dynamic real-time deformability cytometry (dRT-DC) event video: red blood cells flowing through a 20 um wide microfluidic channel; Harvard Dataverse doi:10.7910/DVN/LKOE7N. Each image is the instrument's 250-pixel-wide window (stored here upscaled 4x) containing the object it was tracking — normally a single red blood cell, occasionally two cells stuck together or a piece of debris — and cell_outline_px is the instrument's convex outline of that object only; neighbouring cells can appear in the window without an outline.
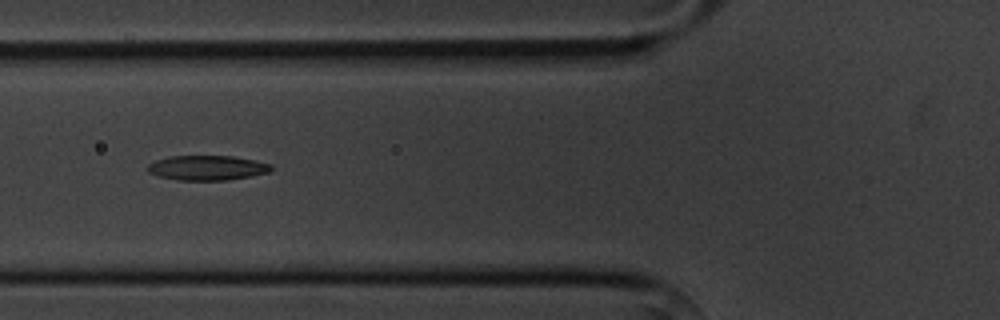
{"species": "common noctule bat (a hibernating species)", "species_latin": "Nyctalus noctula", "temperature_condition": "cold", "stored_images_in_passage": 8, "camera_frame_rate_fps": 3000, "um_per_image_px": 0.085, "animal": {"sex": "male", "body_mass_g": 20.1, "forearm_length_mm": 53.5}, "frame": {"image": 1, "passage_image": 4, "time_ms": 4.667, "image_size_px": [1000, 320], "cell_outline_px": [[272, 168], [268, 172], [252, 176], [228, 180], [180, 180], [160, 176], [148, 172], [148, 164], [156, 160], [168, 156], [232, 156], [272, 164]], "centroid_in_image_um": [17.61, 14.26], "position_along_channel_um": 108.2, "area_um2": 17.69}}
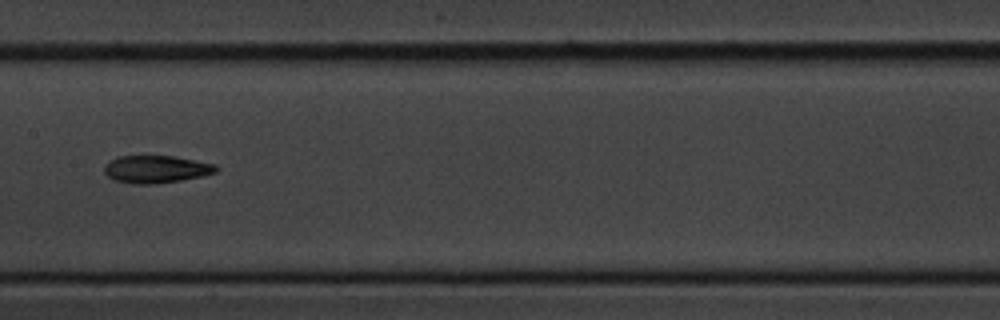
{"frame": {"image": 2, "passage_image": 6, "time_ms": 7.0, "image_size_px": [1000, 320], "cell_outline_px": [[220, 168], [216, 172], [200, 176], [180, 180], [152, 184], [132, 184], [112, 180], [104, 172], [104, 164], [116, 156], [176, 156], [216, 164]], "centroid_in_image_um": [13.24, 14.37], "position_along_channel_um": 194.2, "area_um2": 18.09}}
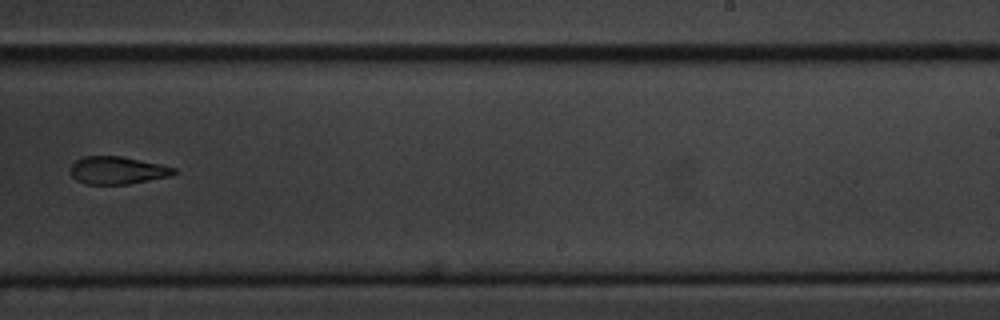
{"frame": {"image": 3, "passage_image": 8, "time_ms": 9.333, "image_size_px": [1000, 320], "cell_outline_px": [[176, 172], [172, 176], [128, 184], [84, 184], [76, 180], [72, 176], [72, 164], [76, 160], [84, 156], [120, 156], [160, 164], [176, 168]], "centroid_in_image_um": [9.99, 14.48], "position_along_channel_um": 279.0, "area_um2": 16.59}}